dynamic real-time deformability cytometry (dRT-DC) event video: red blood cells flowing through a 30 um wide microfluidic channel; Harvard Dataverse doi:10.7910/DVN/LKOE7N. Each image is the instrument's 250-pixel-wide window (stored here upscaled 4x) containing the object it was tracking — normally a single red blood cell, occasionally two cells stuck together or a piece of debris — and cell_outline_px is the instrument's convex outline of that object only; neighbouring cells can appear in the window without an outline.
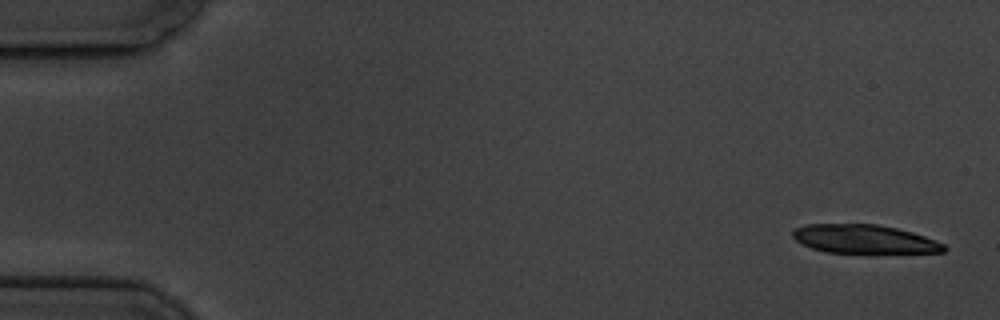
{"species": "common noctule bat (a hibernating species)", "species_latin": "Nyctalus noctula", "temperature_condition": "cold", "stored_images_in_passage": 5, "camera_frame_rate_fps": 3000, "um_per_image_px": 0.085, "animal": {"sex": "male", "body_mass_g": 19.5, "forearm_length_mm": 54.6}, "frame": {"image": 1, "passage_image": 1, "time_ms": 0.0, "image_size_px": [1000, 320], "cell_outline_px": [[948, 248], [944, 252], [872, 256], [868, 256], [824, 252], [812, 248], [796, 240], [792, 236], [792, 232], [796, 228], [804, 224], [876, 224], [896, 228], [912, 232], [936, 240], [944, 244]], "centroid_in_image_um": [73.54, 20.39], "position_along_channel_um": 11.5, "area_um2": 26.76}}